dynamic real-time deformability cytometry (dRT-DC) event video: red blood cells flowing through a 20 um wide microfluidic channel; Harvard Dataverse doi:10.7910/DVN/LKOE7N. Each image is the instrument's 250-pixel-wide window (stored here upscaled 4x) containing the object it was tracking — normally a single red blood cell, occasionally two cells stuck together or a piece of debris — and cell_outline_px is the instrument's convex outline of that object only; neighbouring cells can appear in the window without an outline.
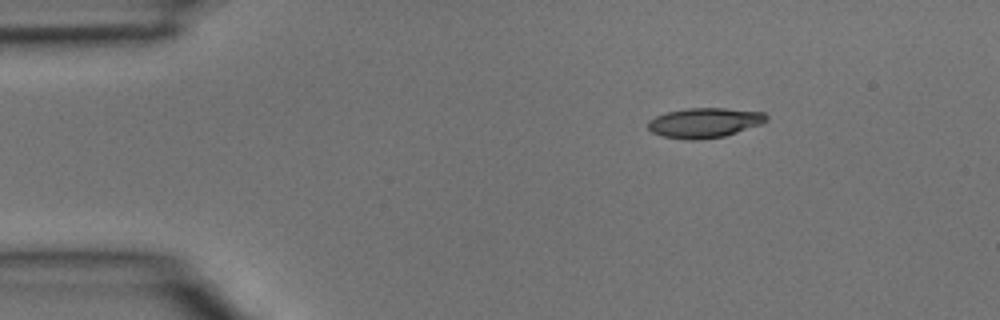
{"species": "common noctule bat (a hibernating species)", "species_latin": "Nyctalus noctula", "temperature_condition": "room temperature", "stored_images_in_passage": 3, "camera_frame_rate_fps": 3000, "um_per_image_px": 0.085, "animal": {"sex": "male", "body_mass_g": 15.6}, "frame": {"image": 1, "passage_image": 1, "time_ms": 0.0, "image_size_px": [1000, 320], "cell_outline_px": [[768, 120], [760, 124], [724, 136], [692, 140], [688, 140], [664, 136], [652, 132], [648, 128], [648, 120], [656, 116], [668, 112], [688, 108], [724, 108], [764, 112], [768, 116]], "centroid_in_image_um": [59.88, 10.42], "position_along_channel_um": 25.1, "area_um2": 20.35}}